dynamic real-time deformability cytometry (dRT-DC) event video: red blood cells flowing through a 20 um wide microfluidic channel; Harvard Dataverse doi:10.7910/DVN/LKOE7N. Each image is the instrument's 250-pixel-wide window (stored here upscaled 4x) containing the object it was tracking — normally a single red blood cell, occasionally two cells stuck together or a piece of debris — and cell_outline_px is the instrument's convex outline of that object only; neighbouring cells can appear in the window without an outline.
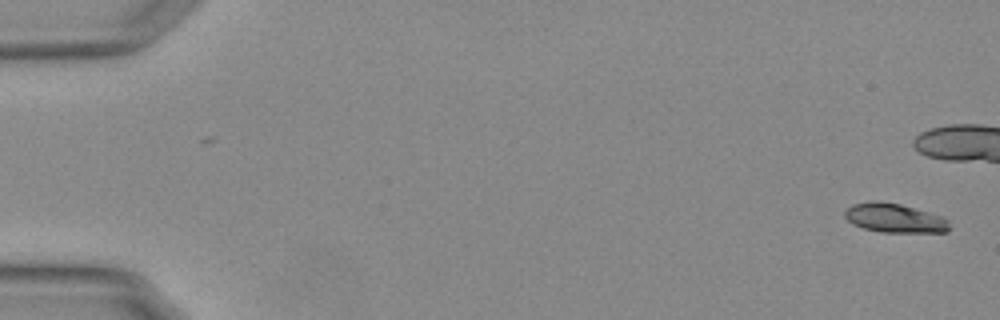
{"species": "Egyptian fruit bat (a non-hibernating species)", "species_latin": "Rousettus aegyptiacus", "temperature_condition": "warm", "stored_images_in_passage": 44, "camera_frame_rate_fps": 3000, "um_per_image_px": 0.085, "animal": {"sex": "female"}, "frame": {"image": 1, "passage_image": 1, "time_ms": 0.0, "image_size_px": [1000, 320], "cell_outline_px": [[948, 232], [880, 232], [864, 228], [852, 224], [844, 216], [844, 212], [852, 204], [872, 200], [876, 200], [900, 204], [944, 216], [948, 220]], "centroid_in_image_um": [76.03, 18.52], "position_along_channel_um": 9.0, "area_um2": 17.8}}
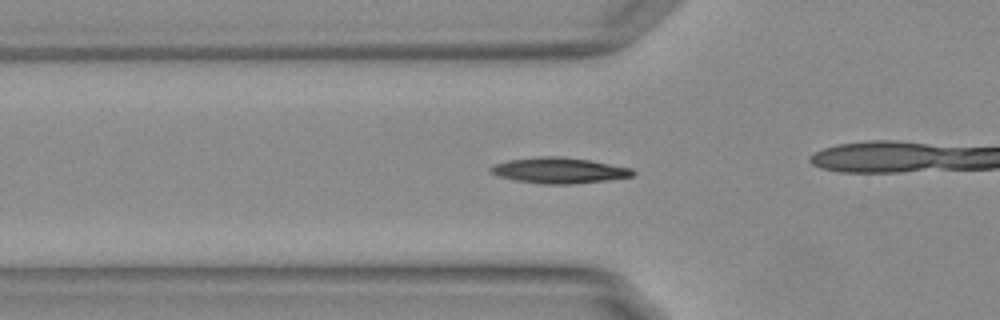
{"frame": {"image": 2, "passage_image": 19, "time_ms": 6.0, "image_size_px": [1000, 320], "cell_outline_px": [[636, 176], [576, 184], [540, 184], [516, 180], [500, 176], [488, 172], [488, 168], [496, 164], [508, 160], [544, 156], [560, 156], [588, 160], [632, 168], [636, 172]], "centroid_in_image_um": [47.55, 14.49], "position_along_channel_um": 78.3, "area_um2": 21.33}}
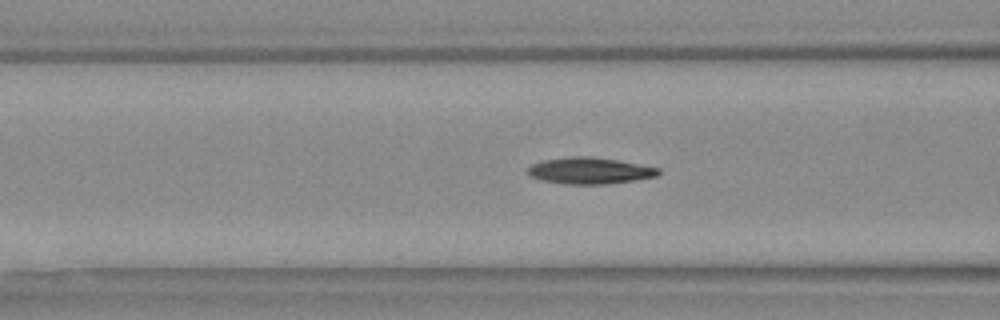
{"frame": {"image": 3, "passage_image": 22, "time_ms": 7.0, "image_size_px": [1000, 320], "cell_outline_px": [[660, 172], [656, 176], [636, 180], [604, 184], [564, 184], [540, 180], [532, 176], [528, 172], [528, 168], [532, 164], [544, 160], [572, 156], [588, 156], [616, 160], [660, 168]], "centroid_in_image_um": [50.12, 14.51], "position_along_channel_um": 116.5, "area_um2": 19.94}}